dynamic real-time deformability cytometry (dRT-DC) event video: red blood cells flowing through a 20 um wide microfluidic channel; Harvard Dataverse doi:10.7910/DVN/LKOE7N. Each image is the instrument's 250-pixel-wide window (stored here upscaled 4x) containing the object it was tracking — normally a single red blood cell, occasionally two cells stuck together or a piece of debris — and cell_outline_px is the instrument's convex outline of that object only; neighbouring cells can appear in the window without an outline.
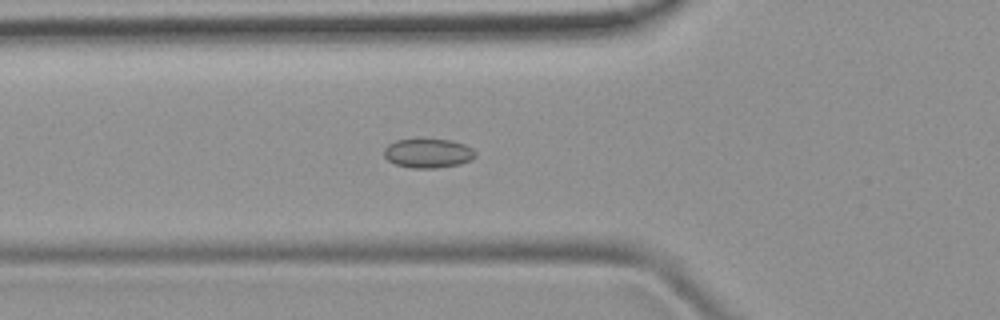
{"species": "common noctule bat (a hibernating species)", "species_latin": "Nyctalus noctula", "temperature_condition": "room temperature", "stored_images_in_passage": 49, "camera_frame_rate_fps": 3000, "um_per_image_px": 0.085, "animal": {"sex": "female", "body_mass_g": 19.9}, "frame": {"image": 1, "passage_image": 18, "time_ms": 5.667, "image_size_px": [1000, 320], "cell_outline_px": [[476, 156], [472, 160], [460, 164], [436, 168], [412, 168], [396, 164], [388, 160], [384, 156], [384, 148], [388, 144], [396, 140], [452, 140], [464, 144], [472, 148], [476, 152]], "centroid_in_image_um": [36.41, 13.04], "position_along_channel_um": 89.4, "area_um2": 15.49}}
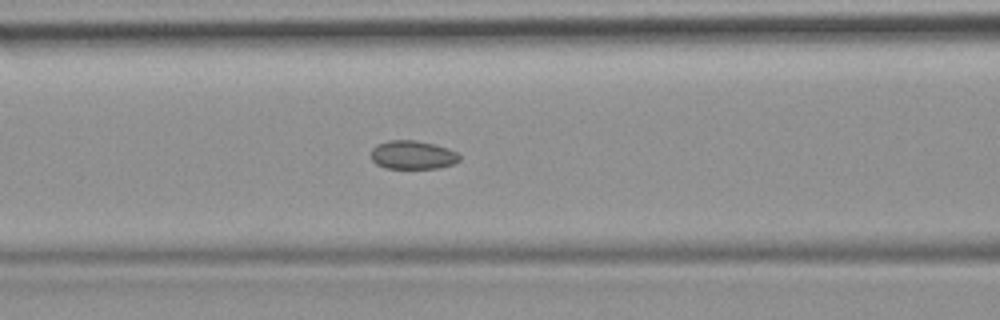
{"frame": {"image": 2, "passage_image": 21, "time_ms": 6.667, "image_size_px": [1000, 320], "cell_outline_px": [[460, 160], [452, 164], [440, 168], [384, 168], [376, 164], [372, 160], [372, 148], [376, 144], [388, 140], [416, 140], [436, 144], [448, 148], [456, 152], [460, 156]], "centroid_in_image_um": [35.07, 13.16], "position_along_channel_um": 131.5, "area_um2": 14.85}}
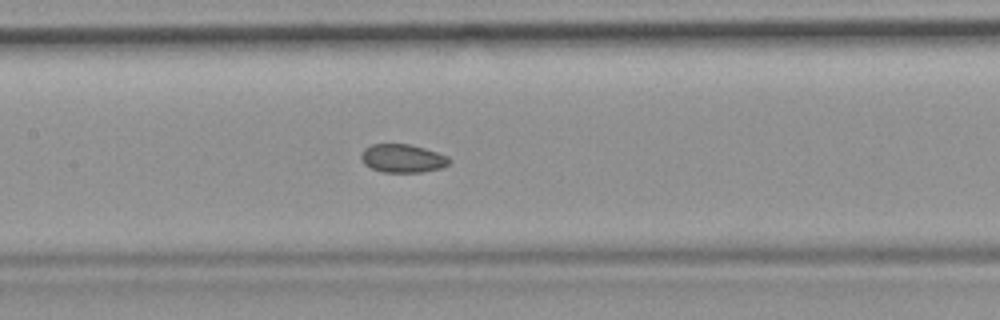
{"frame": {"image": 3, "passage_image": 24, "time_ms": 7.667, "image_size_px": [1000, 320], "cell_outline_px": [[452, 160], [444, 168], [424, 172], [380, 172], [364, 164], [360, 160], [360, 156], [364, 148], [372, 144], [408, 144], [424, 148], [448, 156]], "centroid_in_image_um": [34.22, 13.47], "position_along_channel_um": 173.2, "area_um2": 14.74}}